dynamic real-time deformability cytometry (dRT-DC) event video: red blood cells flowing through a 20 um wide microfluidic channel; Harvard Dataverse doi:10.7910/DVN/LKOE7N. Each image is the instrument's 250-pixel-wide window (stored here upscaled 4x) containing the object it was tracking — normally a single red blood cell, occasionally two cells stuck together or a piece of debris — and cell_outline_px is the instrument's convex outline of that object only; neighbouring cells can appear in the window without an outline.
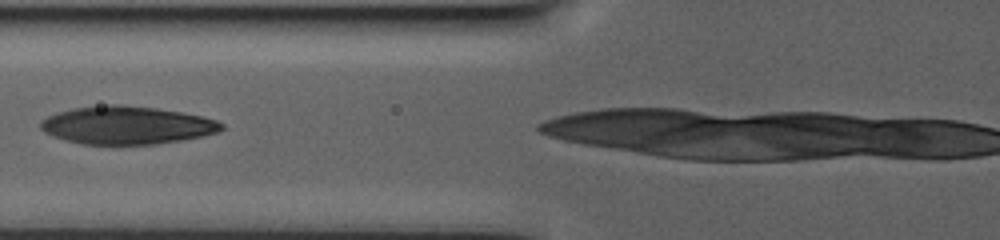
{"species": "human", "species_latin": "Homo sapiens", "temperature_condition": "warm", "stored_images_in_passage": 12, "camera_frame_rate_fps": 3000, "um_per_image_px": 0.085, "donor": {"sex": "male"}, "frame": {"image": 1, "passage_image": 4, "time_ms": 3.0, "image_size_px": [1000, 240], "cell_outline_px": [[224, 128], [220, 132], [204, 136], [156, 144], [84, 144], [64, 140], [52, 136], [44, 132], [40, 128], [40, 120], [56, 112], [72, 108], [108, 104], [120, 104], [156, 108], [180, 112], [200, 116], [216, 120], [224, 124]], "centroid_in_image_um": [10.75, 10.64], "position_along_channel_um": 115.0, "area_um2": 40.17}}
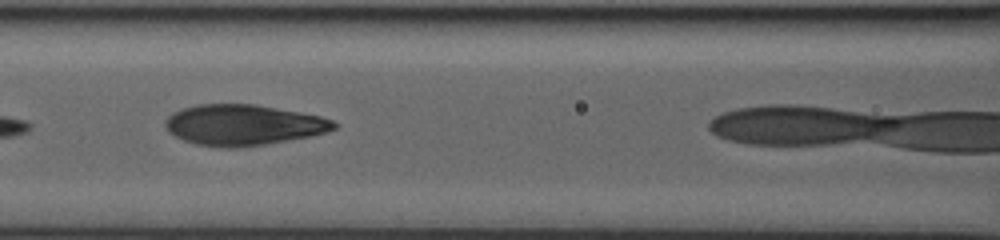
{"frame": {"image": 2, "passage_image": 6, "time_ms": 4.667, "image_size_px": [1000, 240], "cell_outline_px": [[336, 128], [312, 136], [264, 144], [236, 148], [220, 148], [196, 144], [184, 140], [168, 132], [164, 124], [164, 120], [172, 112], [180, 108], [196, 104], [256, 104], [320, 116], [332, 120], [336, 124]], "centroid_in_image_um": [20.61, 10.62], "position_along_channel_um": 146.0, "area_um2": 40.11}}
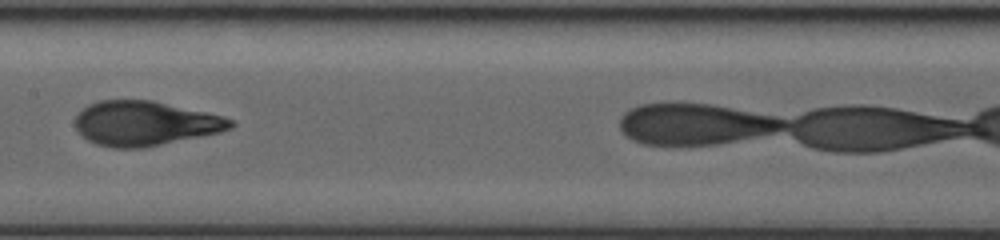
{"frame": {"image": 3, "passage_image": 9, "time_ms": 7.333, "image_size_px": [1000, 240], "cell_outline_px": [[236, 124], [232, 128], [220, 132], [144, 148], [112, 148], [96, 144], [88, 140], [76, 128], [76, 116], [88, 104], [100, 100], [152, 100], [224, 116], [236, 120]], "centroid_in_image_um": [12.36, 10.49], "position_along_channel_um": 195.0, "area_um2": 40.34}}